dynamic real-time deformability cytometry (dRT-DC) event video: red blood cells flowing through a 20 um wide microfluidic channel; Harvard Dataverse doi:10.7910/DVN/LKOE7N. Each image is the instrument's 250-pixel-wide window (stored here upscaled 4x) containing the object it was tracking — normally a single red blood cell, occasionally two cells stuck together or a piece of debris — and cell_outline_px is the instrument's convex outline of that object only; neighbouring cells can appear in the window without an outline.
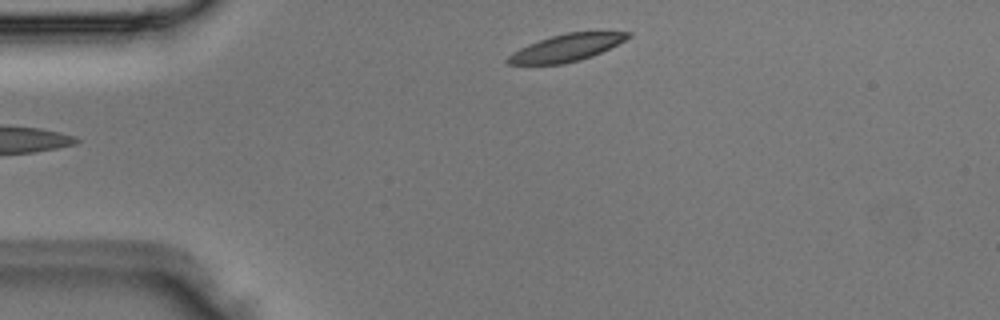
{"species": "Egyptian fruit bat (a non-hibernating species)", "species_latin": "Rousettus aegyptiacus", "temperature_condition": "room temperature", "stored_images_in_passage": 3, "camera_frame_rate_fps": 3000, "um_per_image_px": 0.085, "animal": {"sex": "male"}, "frame": {"image": 1, "passage_image": 3, "time_ms": 0.667, "image_size_px": [1000, 320], "cell_outline_px": [[632, 36], [592, 56], [580, 60], [564, 64], [508, 64], [504, 60], [512, 52], [528, 44], [552, 36], [568, 32], [632, 32]], "centroid_in_image_um": [48.11, 4.07], "position_along_channel_um": 36.9, "area_um2": 18.73}}